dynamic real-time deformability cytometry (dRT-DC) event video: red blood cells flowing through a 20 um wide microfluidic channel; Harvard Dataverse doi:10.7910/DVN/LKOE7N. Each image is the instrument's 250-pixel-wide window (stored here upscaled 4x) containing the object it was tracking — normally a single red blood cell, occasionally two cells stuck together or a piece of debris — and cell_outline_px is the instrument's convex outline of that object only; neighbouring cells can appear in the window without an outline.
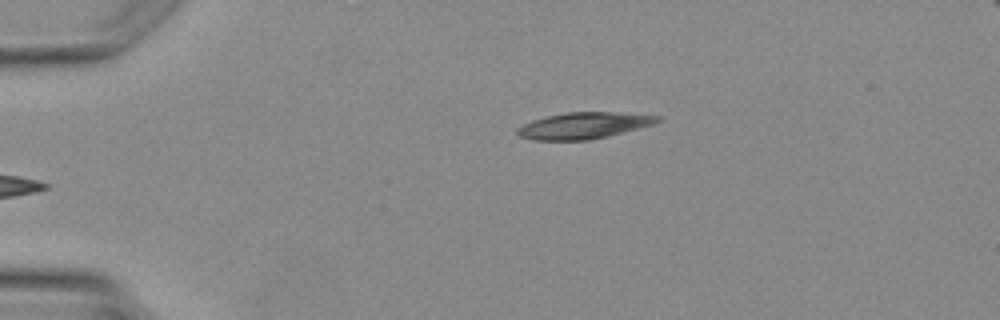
{"species": "Egyptian fruit bat (a non-hibernating species)", "species_latin": "Rousettus aegyptiacus", "temperature_condition": "warm", "stored_images_in_passage": 4, "camera_frame_rate_fps": 3000, "um_per_image_px": 0.085, "animal": {"sex": "female"}, "frame": {"image": 1, "passage_image": 4, "time_ms": 3.667, "image_size_px": [1000, 320], "cell_outline_px": [[664, 120], [652, 124], [608, 136], [588, 140], [532, 140], [520, 136], [516, 132], [516, 128], [532, 120], [548, 116], [568, 112], [616, 112], [660, 116]], "centroid_in_image_um": [49.61, 10.67], "position_along_channel_um": 35.4, "area_um2": 21.39}}